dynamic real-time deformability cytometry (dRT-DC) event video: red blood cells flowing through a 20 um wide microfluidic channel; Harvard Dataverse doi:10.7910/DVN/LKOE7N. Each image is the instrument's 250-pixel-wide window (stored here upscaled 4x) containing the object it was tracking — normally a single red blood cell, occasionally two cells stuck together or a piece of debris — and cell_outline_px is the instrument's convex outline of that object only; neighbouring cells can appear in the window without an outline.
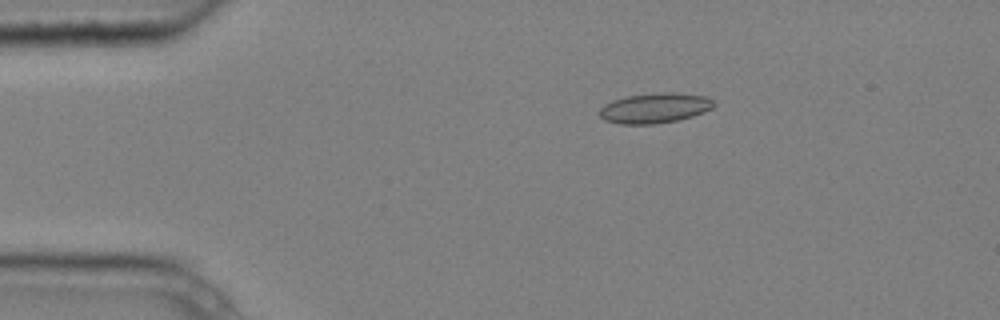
{"species": "common noctule bat (a hibernating species)", "species_latin": "Nyctalus noctula", "temperature_condition": "cold", "stored_images_in_passage": 4, "camera_frame_rate_fps": 3000, "um_per_image_px": 0.085, "animal": {"sex": "male", "body_mass_g": 20.4}, "frame": {"image": 1, "passage_image": 1, "time_ms": 0.0, "image_size_px": [1000, 320], "cell_outline_px": [[716, 104], [712, 108], [704, 112], [692, 116], [676, 120], [652, 124], [620, 124], [604, 120], [600, 116], [600, 108], [604, 104], [612, 100], [628, 96], [660, 92], [672, 92], [708, 96]], "centroid_in_image_um": [55.66, 9.17], "position_along_channel_um": 29.3, "area_um2": 20.06}}
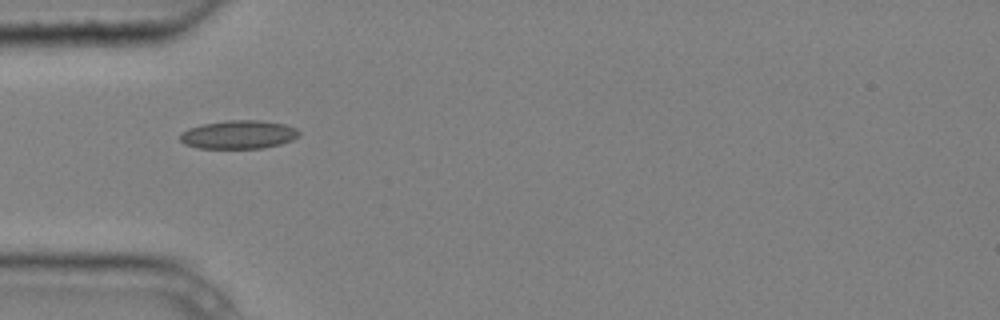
{"frame": {"image": 2, "passage_image": 3, "time_ms": 0.667, "image_size_px": [1000, 320], "cell_outline_px": [[300, 136], [292, 140], [280, 144], [264, 148], [196, 148], [184, 144], [180, 140], [180, 132], [188, 128], [204, 124], [228, 120], [260, 120], [284, 124], [296, 128], [300, 132]], "centroid_in_image_um": [20.28, 11.44], "position_along_channel_um": 64.7, "area_um2": 19.83}}
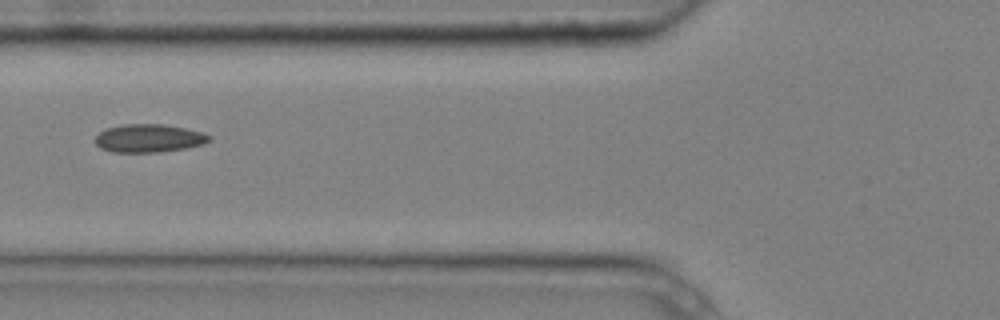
{"frame": {"image": 3, "passage_image": 4, "time_ms": 1.0, "image_size_px": [1000, 320], "cell_outline_px": [[212, 140], [204, 144], [188, 148], [156, 152], [112, 152], [100, 148], [96, 144], [96, 136], [100, 132], [108, 128], [124, 124], [164, 124], [204, 132], [212, 136]], "centroid_in_image_um": [12.71, 11.75], "position_along_channel_um": 113.1, "area_um2": 18.79}}